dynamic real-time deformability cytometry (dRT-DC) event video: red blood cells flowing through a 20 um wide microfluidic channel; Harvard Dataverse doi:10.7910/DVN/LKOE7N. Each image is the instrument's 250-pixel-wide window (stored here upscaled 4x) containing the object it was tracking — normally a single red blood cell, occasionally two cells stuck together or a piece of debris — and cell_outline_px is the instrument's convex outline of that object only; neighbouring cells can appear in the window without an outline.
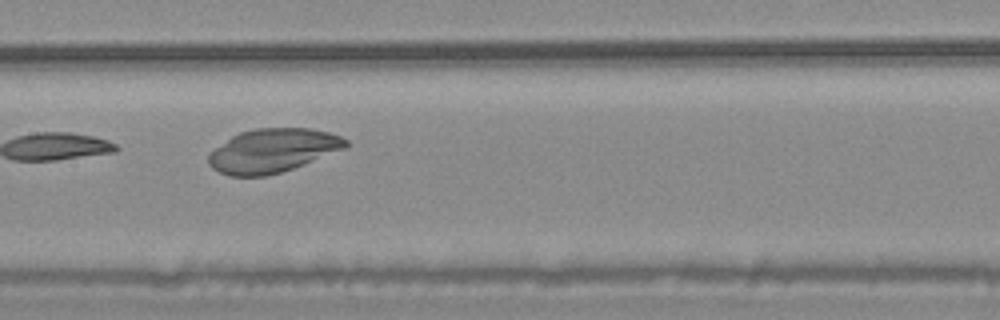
{"species": "common noctule bat (a hibernating species)", "species_latin": "Nyctalus noctula", "temperature_condition": "warm", "stored_images_in_passage": 12, "camera_frame_rate_fps": 3000, "um_per_image_px": 0.085, "animal": {"sex": "male", "body_mass_g": 20.4}, "frame": {"image": 1, "passage_image": 6, "time_ms": 1.667, "image_size_px": [1000, 320], "cell_outline_px": [[348, 148], [304, 164], [280, 172], [264, 176], [228, 176], [212, 168], [208, 164], [208, 156], [216, 148], [232, 136], [240, 132], [256, 128], [312, 128], [328, 132], [340, 136], [348, 140]], "centroid_in_image_um": [23.21, 12.8], "position_along_channel_um": 184.2, "area_um2": 34.91}}